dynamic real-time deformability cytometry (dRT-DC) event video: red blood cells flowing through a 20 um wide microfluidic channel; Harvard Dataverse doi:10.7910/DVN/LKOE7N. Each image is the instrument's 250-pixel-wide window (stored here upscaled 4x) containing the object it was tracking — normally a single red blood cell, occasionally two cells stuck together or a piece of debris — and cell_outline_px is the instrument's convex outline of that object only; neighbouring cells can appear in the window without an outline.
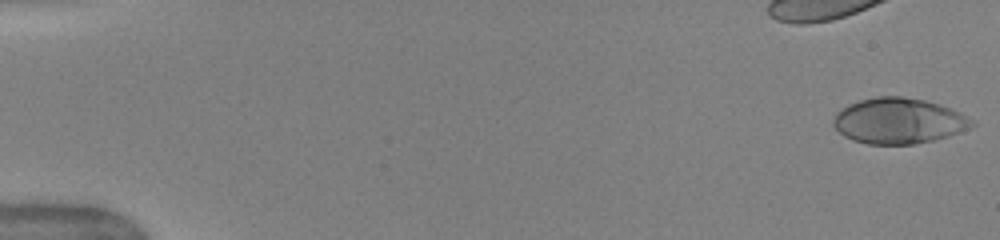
{"species": "human", "species_latin": "Homo sapiens", "temperature_condition": "warm", "stored_images_in_passage": 50, "camera_frame_rate_fps": 3000, "um_per_image_px": 0.085, "donor": {"sex": "female"}, "frame": {"image": 1, "passage_image": 1, "time_ms": 0.0, "image_size_px": [1000, 240], "cell_outline_px": [[976, 124], [960, 132], [948, 136], [932, 140], [912, 144], [868, 144], [852, 140], [844, 136], [832, 124], [832, 120], [836, 112], [848, 104], [860, 100], [876, 96], [900, 96], [924, 100], [960, 112], [976, 120]], "centroid_in_image_um": [76.37, 10.27], "position_along_channel_um": 8.6, "area_um2": 36.82}}
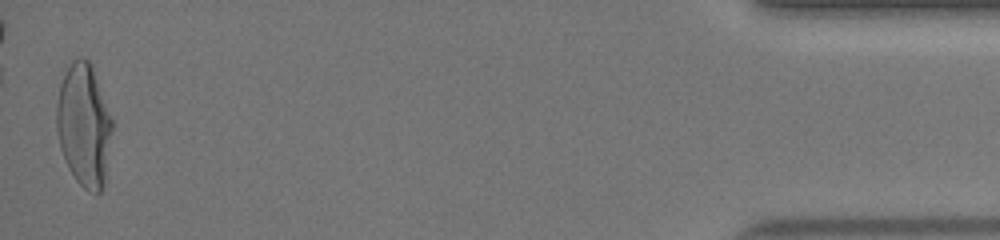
{"frame": {"image": 2, "passage_image": 50, "time_ms": 16.333, "image_size_px": [1000, 240], "cell_outline_px": [[112, 128], [104, 184], [100, 192], [96, 196], [88, 192], [76, 180], [68, 168], [60, 148], [56, 128], [56, 104], [60, 84], [72, 60], [80, 56], [88, 60], [92, 68], [112, 120]], "centroid_in_image_um": [7.11, 10.69], "position_along_channel_um": 428.1, "area_um2": 39.48}, "authors_computed_cell_mechanics": {"area_um2": 36.5874, "velocity_mm_per_s": 4.0572, "shape_relaxation_time_tau1_ms": 4.4839, "shape_relaxation_time_tau2_ms": null, "deformation_change_tau1": 0.228, "deformation_change_tau2": null}}